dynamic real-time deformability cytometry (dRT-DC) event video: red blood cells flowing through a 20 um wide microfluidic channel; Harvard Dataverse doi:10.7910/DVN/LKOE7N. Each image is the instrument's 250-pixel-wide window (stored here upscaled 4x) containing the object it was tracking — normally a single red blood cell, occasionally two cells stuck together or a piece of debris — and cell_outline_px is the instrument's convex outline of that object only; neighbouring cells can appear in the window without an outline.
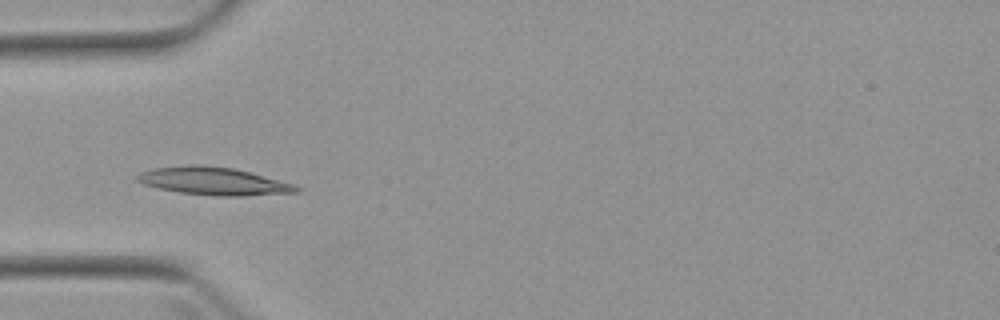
{"species": "Egyptian fruit bat (a non-hibernating species)", "species_latin": "Rousettus aegyptiacus", "temperature_condition": "warm", "stored_images_in_passage": 5, "camera_frame_rate_fps": 3000, "um_per_image_px": 0.085, "animal": {"sex": "female"}, "frame": {"image": 1, "passage_image": 2, "time_ms": 3.333, "image_size_px": [1000, 320], "cell_outline_px": [[300, 192], [244, 196], [216, 196], [180, 192], [156, 188], [144, 184], [136, 180], [136, 176], [140, 172], [152, 168], [184, 164], [200, 164], [232, 168], [248, 172], [292, 184], [300, 188]], "centroid_in_image_um": [18.08, 15.39], "position_along_channel_um": 66.9, "area_um2": 25.72}}
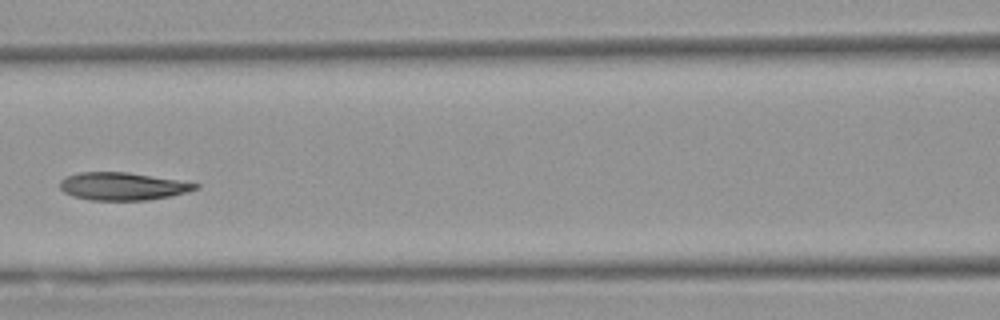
{"frame": {"image": 2, "passage_image": 4, "time_ms": 5.667, "image_size_px": [1000, 320], "cell_outline_px": [[200, 188], [188, 192], [148, 200], [92, 200], [72, 196], [64, 192], [60, 188], [60, 180], [68, 176], [80, 172], [128, 172], [200, 184]], "centroid_in_image_um": [10.42, 15.83], "position_along_channel_um": 156.2, "area_um2": 21.73}}
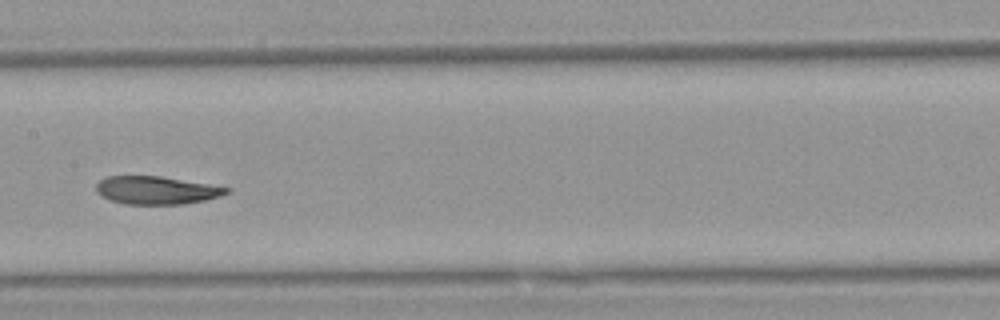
{"frame": {"image": 3, "passage_image": 5, "time_ms": 6.667, "image_size_px": [1000, 320], "cell_outline_px": [[232, 188], [228, 192], [220, 196], [204, 200], [184, 204], [124, 204], [100, 196], [96, 192], [96, 184], [104, 176], [160, 176]], "centroid_in_image_um": [13.26, 16.17], "position_along_channel_um": 194.1, "area_um2": 21.21}}